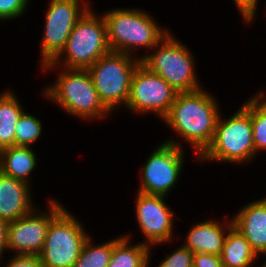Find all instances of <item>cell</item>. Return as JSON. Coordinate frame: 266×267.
<instances>
[{
  "label": "cell",
  "mask_w": 266,
  "mask_h": 267,
  "mask_svg": "<svg viewBox=\"0 0 266 267\" xmlns=\"http://www.w3.org/2000/svg\"><path fill=\"white\" fill-rule=\"evenodd\" d=\"M40 43V68L64 49L77 21L91 7L89 0H49Z\"/></svg>",
  "instance_id": "obj_10"
},
{
  "label": "cell",
  "mask_w": 266,
  "mask_h": 267,
  "mask_svg": "<svg viewBox=\"0 0 266 267\" xmlns=\"http://www.w3.org/2000/svg\"><path fill=\"white\" fill-rule=\"evenodd\" d=\"M31 0H0V21L17 20L23 17L30 7Z\"/></svg>",
  "instance_id": "obj_25"
},
{
  "label": "cell",
  "mask_w": 266,
  "mask_h": 267,
  "mask_svg": "<svg viewBox=\"0 0 266 267\" xmlns=\"http://www.w3.org/2000/svg\"><path fill=\"white\" fill-rule=\"evenodd\" d=\"M82 223L67 207L51 221L39 254L45 267H73L90 236Z\"/></svg>",
  "instance_id": "obj_8"
},
{
  "label": "cell",
  "mask_w": 266,
  "mask_h": 267,
  "mask_svg": "<svg viewBox=\"0 0 266 267\" xmlns=\"http://www.w3.org/2000/svg\"><path fill=\"white\" fill-rule=\"evenodd\" d=\"M0 173H1V155H0Z\"/></svg>",
  "instance_id": "obj_31"
},
{
  "label": "cell",
  "mask_w": 266,
  "mask_h": 267,
  "mask_svg": "<svg viewBox=\"0 0 266 267\" xmlns=\"http://www.w3.org/2000/svg\"><path fill=\"white\" fill-rule=\"evenodd\" d=\"M0 155L3 174L33 185L30 175L38 167V159L33 147L14 145L0 150Z\"/></svg>",
  "instance_id": "obj_17"
},
{
  "label": "cell",
  "mask_w": 266,
  "mask_h": 267,
  "mask_svg": "<svg viewBox=\"0 0 266 267\" xmlns=\"http://www.w3.org/2000/svg\"><path fill=\"white\" fill-rule=\"evenodd\" d=\"M26 182L0 173V218L10 222L30 213L35 207L33 190Z\"/></svg>",
  "instance_id": "obj_16"
},
{
  "label": "cell",
  "mask_w": 266,
  "mask_h": 267,
  "mask_svg": "<svg viewBox=\"0 0 266 267\" xmlns=\"http://www.w3.org/2000/svg\"><path fill=\"white\" fill-rule=\"evenodd\" d=\"M15 93L10 89L0 92V150L15 145V127L25 112Z\"/></svg>",
  "instance_id": "obj_20"
},
{
  "label": "cell",
  "mask_w": 266,
  "mask_h": 267,
  "mask_svg": "<svg viewBox=\"0 0 266 267\" xmlns=\"http://www.w3.org/2000/svg\"><path fill=\"white\" fill-rule=\"evenodd\" d=\"M140 63L141 60L138 57L110 52L87 69L94 81L100 100L112 113L117 111V108L121 110L120 107H126L130 96L132 77Z\"/></svg>",
  "instance_id": "obj_7"
},
{
  "label": "cell",
  "mask_w": 266,
  "mask_h": 267,
  "mask_svg": "<svg viewBox=\"0 0 266 267\" xmlns=\"http://www.w3.org/2000/svg\"><path fill=\"white\" fill-rule=\"evenodd\" d=\"M250 116L253 128L255 160L258 154L266 151V110L250 96ZM260 152V153H259Z\"/></svg>",
  "instance_id": "obj_23"
},
{
  "label": "cell",
  "mask_w": 266,
  "mask_h": 267,
  "mask_svg": "<svg viewBox=\"0 0 266 267\" xmlns=\"http://www.w3.org/2000/svg\"><path fill=\"white\" fill-rule=\"evenodd\" d=\"M258 257L246 238L233 226L227 233L220 255L223 267H251L257 264Z\"/></svg>",
  "instance_id": "obj_19"
},
{
  "label": "cell",
  "mask_w": 266,
  "mask_h": 267,
  "mask_svg": "<svg viewBox=\"0 0 266 267\" xmlns=\"http://www.w3.org/2000/svg\"><path fill=\"white\" fill-rule=\"evenodd\" d=\"M92 8L77 21L64 49L51 62L53 65L66 69H88L111 52L104 17Z\"/></svg>",
  "instance_id": "obj_6"
},
{
  "label": "cell",
  "mask_w": 266,
  "mask_h": 267,
  "mask_svg": "<svg viewBox=\"0 0 266 267\" xmlns=\"http://www.w3.org/2000/svg\"><path fill=\"white\" fill-rule=\"evenodd\" d=\"M47 207L40 205L30 213L9 222L7 248L14 255H39L43 249L51 221L65 208L61 201L48 198Z\"/></svg>",
  "instance_id": "obj_12"
},
{
  "label": "cell",
  "mask_w": 266,
  "mask_h": 267,
  "mask_svg": "<svg viewBox=\"0 0 266 267\" xmlns=\"http://www.w3.org/2000/svg\"><path fill=\"white\" fill-rule=\"evenodd\" d=\"M134 213L137 220V229L144 236L142 243L153 250L156 246L169 244L176 240L174 234L175 212L167 201V196L135 193ZM154 246V247H153Z\"/></svg>",
  "instance_id": "obj_13"
},
{
  "label": "cell",
  "mask_w": 266,
  "mask_h": 267,
  "mask_svg": "<svg viewBox=\"0 0 266 267\" xmlns=\"http://www.w3.org/2000/svg\"><path fill=\"white\" fill-rule=\"evenodd\" d=\"M234 227L259 256L266 255V195L238 209L232 216Z\"/></svg>",
  "instance_id": "obj_14"
},
{
  "label": "cell",
  "mask_w": 266,
  "mask_h": 267,
  "mask_svg": "<svg viewBox=\"0 0 266 267\" xmlns=\"http://www.w3.org/2000/svg\"><path fill=\"white\" fill-rule=\"evenodd\" d=\"M112 250L113 239L96 244L90 235L73 267H108Z\"/></svg>",
  "instance_id": "obj_21"
},
{
  "label": "cell",
  "mask_w": 266,
  "mask_h": 267,
  "mask_svg": "<svg viewBox=\"0 0 266 267\" xmlns=\"http://www.w3.org/2000/svg\"><path fill=\"white\" fill-rule=\"evenodd\" d=\"M102 16L106 22L111 52L137 57L138 50L145 48L148 49L145 52L147 54L171 31L159 25L150 11L140 8H111L104 11Z\"/></svg>",
  "instance_id": "obj_3"
},
{
  "label": "cell",
  "mask_w": 266,
  "mask_h": 267,
  "mask_svg": "<svg viewBox=\"0 0 266 267\" xmlns=\"http://www.w3.org/2000/svg\"><path fill=\"white\" fill-rule=\"evenodd\" d=\"M251 97L264 109L266 110V90H258L256 94H251Z\"/></svg>",
  "instance_id": "obj_30"
},
{
  "label": "cell",
  "mask_w": 266,
  "mask_h": 267,
  "mask_svg": "<svg viewBox=\"0 0 266 267\" xmlns=\"http://www.w3.org/2000/svg\"><path fill=\"white\" fill-rule=\"evenodd\" d=\"M9 222L0 218V265L2 264L4 253L7 251V235H8Z\"/></svg>",
  "instance_id": "obj_29"
},
{
  "label": "cell",
  "mask_w": 266,
  "mask_h": 267,
  "mask_svg": "<svg viewBox=\"0 0 266 267\" xmlns=\"http://www.w3.org/2000/svg\"><path fill=\"white\" fill-rule=\"evenodd\" d=\"M214 96L204 87L193 92L177 93L169 113L162 120L174 130L176 139L173 136L164 142L180 148H184L181 141L187 143L195 150L194 158H198L211 144L222 111L221 103Z\"/></svg>",
  "instance_id": "obj_1"
},
{
  "label": "cell",
  "mask_w": 266,
  "mask_h": 267,
  "mask_svg": "<svg viewBox=\"0 0 266 267\" xmlns=\"http://www.w3.org/2000/svg\"><path fill=\"white\" fill-rule=\"evenodd\" d=\"M177 91L161 76L140 63L133 74L126 110L136 115H155L161 121L174 103Z\"/></svg>",
  "instance_id": "obj_11"
},
{
  "label": "cell",
  "mask_w": 266,
  "mask_h": 267,
  "mask_svg": "<svg viewBox=\"0 0 266 267\" xmlns=\"http://www.w3.org/2000/svg\"><path fill=\"white\" fill-rule=\"evenodd\" d=\"M251 267H255V265H253V266H251ZM257 267V266H256ZM258 267H259V265H258ZM260 267H264V265L262 264Z\"/></svg>",
  "instance_id": "obj_32"
},
{
  "label": "cell",
  "mask_w": 266,
  "mask_h": 267,
  "mask_svg": "<svg viewBox=\"0 0 266 267\" xmlns=\"http://www.w3.org/2000/svg\"><path fill=\"white\" fill-rule=\"evenodd\" d=\"M194 253L183 244L166 255L155 267H193Z\"/></svg>",
  "instance_id": "obj_24"
},
{
  "label": "cell",
  "mask_w": 266,
  "mask_h": 267,
  "mask_svg": "<svg viewBox=\"0 0 266 267\" xmlns=\"http://www.w3.org/2000/svg\"><path fill=\"white\" fill-rule=\"evenodd\" d=\"M233 3L235 4L238 13H240V16L242 17V21L244 24L249 25L250 23L253 24V21L255 22L258 9V3L259 0H233ZM249 23V24H248Z\"/></svg>",
  "instance_id": "obj_26"
},
{
  "label": "cell",
  "mask_w": 266,
  "mask_h": 267,
  "mask_svg": "<svg viewBox=\"0 0 266 267\" xmlns=\"http://www.w3.org/2000/svg\"><path fill=\"white\" fill-rule=\"evenodd\" d=\"M120 235L113 237V250L108 267H150L151 247L141 241L136 242L137 244L131 243V233Z\"/></svg>",
  "instance_id": "obj_18"
},
{
  "label": "cell",
  "mask_w": 266,
  "mask_h": 267,
  "mask_svg": "<svg viewBox=\"0 0 266 267\" xmlns=\"http://www.w3.org/2000/svg\"><path fill=\"white\" fill-rule=\"evenodd\" d=\"M155 148L140 169L138 191L169 196L182 175L187 152L184 148L166 143L164 140Z\"/></svg>",
  "instance_id": "obj_9"
},
{
  "label": "cell",
  "mask_w": 266,
  "mask_h": 267,
  "mask_svg": "<svg viewBox=\"0 0 266 267\" xmlns=\"http://www.w3.org/2000/svg\"><path fill=\"white\" fill-rule=\"evenodd\" d=\"M41 72L57 70L54 82L43 87L42 97L53 102L69 116L89 121H101L112 112L100 100L94 81L87 69H66L53 65H43ZM62 69V70H61Z\"/></svg>",
  "instance_id": "obj_2"
},
{
  "label": "cell",
  "mask_w": 266,
  "mask_h": 267,
  "mask_svg": "<svg viewBox=\"0 0 266 267\" xmlns=\"http://www.w3.org/2000/svg\"><path fill=\"white\" fill-rule=\"evenodd\" d=\"M193 267H223L219 255L194 253Z\"/></svg>",
  "instance_id": "obj_28"
},
{
  "label": "cell",
  "mask_w": 266,
  "mask_h": 267,
  "mask_svg": "<svg viewBox=\"0 0 266 267\" xmlns=\"http://www.w3.org/2000/svg\"><path fill=\"white\" fill-rule=\"evenodd\" d=\"M173 35L170 31L149 51L151 53L137 57L144 66L161 76L178 93L197 91L203 86L199 75L196 74V57L181 40Z\"/></svg>",
  "instance_id": "obj_5"
},
{
  "label": "cell",
  "mask_w": 266,
  "mask_h": 267,
  "mask_svg": "<svg viewBox=\"0 0 266 267\" xmlns=\"http://www.w3.org/2000/svg\"><path fill=\"white\" fill-rule=\"evenodd\" d=\"M223 221L215 218L193 224L187 231L183 245L193 253L221 255L228 231L234 226L232 217Z\"/></svg>",
  "instance_id": "obj_15"
},
{
  "label": "cell",
  "mask_w": 266,
  "mask_h": 267,
  "mask_svg": "<svg viewBox=\"0 0 266 267\" xmlns=\"http://www.w3.org/2000/svg\"><path fill=\"white\" fill-rule=\"evenodd\" d=\"M9 261L4 263L2 267H45L39 255H14L9 256Z\"/></svg>",
  "instance_id": "obj_27"
},
{
  "label": "cell",
  "mask_w": 266,
  "mask_h": 267,
  "mask_svg": "<svg viewBox=\"0 0 266 267\" xmlns=\"http://www.w3.org/2000/svg\"><path fill=\"white\" fill-rule=\"evenodd\" d=\"M42 131V120L26 109L15 127V145L32 147L42 136Z\"/></svg>",
  "instance_id": "obj_22"
},
{
  "label": "cell",
  "mask_w": 266,
  "mask_h": 267,
  "mask_svg": "<svg viewBox=\"0 0 266 267\" xmlns=\"http://www.w3.org/2000/svg\"><path fill=\"white\" fill-rule=\"evenodd\" d=\"M254 159L255 146L248 97L228 118L220 113L213 140L196 161L246 165Z\"/></svg>",
  "instance_id": "obj_4"
}]
</instances>
